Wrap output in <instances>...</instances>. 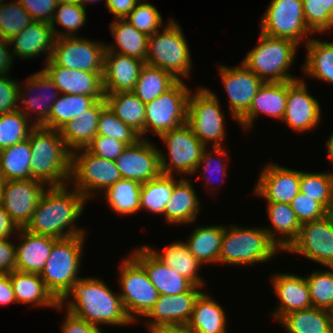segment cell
Listing matches in <instances>:
<instances>
[{
	"label": "cell",
	"mask_w": 333,
	"mask_h": 333,
	"mask_svg": "<svg viewBox=\"0 0 333 333\" xmlns=\"http://www.w3.org/2000/svg\"><path fill=\"white\" fill-rule=\"evenodd\" d=\"M70 187V184L49 186L23 229L56 239L87 235L86 230L76 223L88 201L75 188L70 190Z\"/></svg>",
	"instance_id": "1"
},
{
	"label": "cell",
	"mask_w": 333,
	"mask_h": 333,
	"mask_svg": "<svg viewBox=\"0 0 333 333\" xmlns=\"http://www.w3.org/2000/svg\"><path fill=\"white\" fill-rule=\"evenodd\" d=\"M114 292L102 279L82 276L72 284L59 301V306L100 327L105 324L113 327L134 324L126 313L119 292Z\"/></svg>",
	"instance_id": "2"
},
{
	"label": "cell",
	"mask_w": 333,
	"mask_h": 333,
	"mask_svg": "<svg viewBox=\"0 0 333 333\" xmlns=\"http://www.w3.org/2000/svg\"><path fill=\"white\" fill-rule=\"evenodd\" d=\"M31 147V178L48 186H66L70 182L72 152L59 130L35 126L28 137Z\"/></svg>",
	"instance_id": "3"
},
{
	"label": "cell",
	"mask_w": 333,
	"mask_h": 333,
	"mask_svg": "<svg viewBox=\"0 0 333 333\" xmlns=\"http://www.w3.org/2000/svg\"><path fill=\"white\" fill-rule=\"evenodd\" d=\"M279 247L264 227L226 225L221 241L219 265L253 266L268 262L279 254Z\"/></svg>",
	"instance_id": "4"
},
{
	"label": "cell",
	"mask_w": 333,
	"mask_h": 333,
	"mask_svg": "<svg viewBox=\"0 0 333 333\" xmlns=\"http://www.w3.org/2000/svg\"><path fill=\"white\" fill-rule=\"evenodd\" d=\"M158 32L149 36L145 63L169 72L178 81L190 78L191 49L180 24L170 18Z\"/></svg>",
	"instance_id": "5"
},
{
	"label": "cell",
	"mask_w": 333,
	"mask_h": 333,
	"mask_svg": "<svg viewBox=\"0 0 333 333\" xmlns=\"http://www.w3.org/2000/svg\"><path fill=\"white\" fill-rule=\"evenodd\" d=\"M257 46L241 61L264 82H285L299 79L290 74L299 45L289 39L268 36L260 32Z\"/></svg>",
	"instance_id": "6"
},
{
	"label": "cell",
	"mask_w": 333,
	"mask_h": 333,
	"mask_svg": "<svg viewBox=\"0 0 333 333\" xmlns=\"http://www.w3.org/2000/svg\"><path fill=\"white\" fill-rule=\"evenodd\" d=\"M86 236L77 235L57 239L40 273L46 288L58 302L70 290L72 284L81 278L78 275L82 265L80 262H82Z\"/></svg>",
	"instance_id": "7"
},
{
	"label": "cell",
	"mask_w": 333,
	"mask_h": 333,
	"mask_svg": "<svg viewBox=\"0 0 333 333\" xmlns=\"http://www.w3.org/2000/svg\"><path fill=\"white\" fill-rule=\"evenodd\" d=\"M197 88L196 92L191 91L189 96L187 123L205 147H209V144L212 147H222L227 133L225 113L220 100L216 93L207 87Z\"/></svg>",
	"instance_id": "8"
},
{
	"label": "cell",
	"mask_w": 333,
	"mask_h": 333,
	"mask_svg": "<svg viewBox=\"0 0 333 333\" xmlns=\"http://www.w3.org/2000/svg\"><path fill=\"white\" fill-rule=\"evenodd\" d=\"M122 179L114 160H106L90 153L86 148L72 152L70 186L87 201L105 193Z\"/></svg>",
	"instance_id": "9"
},
{
	"label": "cell",
	"mask_w": 333,
	"mask_h": 333,
	"mask_svg": "<svg viewBox=\"0 0 333 333\" xmlns=\"http://www.w3.org/2000/svg\"><path fill=\"white\" fill-rule=\"evenodd\" d=\"M118 267L119 295L127 315L134 324L153 308L159 293L145 269L129 254ZM121 291V292H120Z\"/></svg>",
	"instance_id": "10"
},
{
	"label": "cell",
	"mask_w": 333,
	"mask_h": 333,
	"mask_svg": "<svg viewBox=\"0 0 333 333\" xmlns=\"http://www.w3.org/2000/svg\"><path fill=\"white\" fill-rule=\"evenodd\" d=\"M167 156L160 152L161 172L164 175H179L190 177L201 159L204 144L194 135L190 125L186 122L160 136Z\"/></svg>",
	"instance_id": "11"
},
{
	"label": "cell",
	"mask_w": 333,
	"mask_h": 333,
	"mask_svg": "<svg viewBox=\"0 0 333 333\" xmlns=\"http://www.w3.org/2000/svg\"><path fill=\"white\" fill-rule=\"evenodd\" d=\"M259 24L260 32L289 39L299 46L315 35L306 25L302 0H271Z\"/></svg>",
	"instance_id": "12"
},
{
	"label": "cell",
	"mask_w": 333,
	"mask_h": 333,
	"mask_svg": "<svg viewBox=\"0 0 333 333\" xmlns=\"http://www.w3.org/2000/svg\"><path fill=\"white\" fill-rule=\"evenodd\" d=\"M185 80L177 81L169 90L146 104L145 139L149 131L158 138L161 134L187 122L191 90Z\"/></svg>",
	"instance_id": "13"
},
{
	"label": "cell",
	"mask_w": 333,
	"mask_h": 333,
	"mask_svg": "<svg viewBox=\"0 0 333 333\" xmlns=\"http://www.w3.org/2000/svg\"><path fill=\"white\" fill-rule=\"evenodd\" d=\"M103 42L84 39L81 36L56 38L51 60L60 67L99 73L103 77Z\"/></svg>",
	"instance_id": "14"
},
{
	"label": "cell",
	"mask_w": 333,
	"mask_h": 333,
	"mask_svg": "<svg viewBox=\"0 0 333 333\" xmlns=\"http://www.w3.org/2000/svg\"><path fill=\"white\" fill-rule=\"evenodd\" d=\"M24 82L19 81L18 110L35 126H42L49 119L51 107L60 95L59 89L43 69L29 75Z\"/></svg>",
	"instance_id": "15"
},
{
	"label": "cell",
	"mask_w": 333,
	"mask_h": 333,
	"mask_svg": "<svg viewBox=\"0 0 333 333\" xmlns=\"http://www.w3.org/2000/svg\"><path fill=\"white\" fill-rule=\"evenodd\" d=\"M327 268L333 267V218L303 223L297 239L286 250Z\"/></svg>",
	"instance_id": "16"
},
{
	"label": "cell",
	"mask_w": 333,
	"mask_h": 333,
	"mask_svg": "<svg viewBox=\"0 0 333 333\" xmlns=\"http://www.w3.org/2000/svg\"><path fill=\"white\" fill-rule=\"evenodd\" d=\"M219 76L226 91L230 117L236 122L249 110L253 98L264 81L249 70L242 62L229 67L218 66Z\"/></svg>",
	"instance_id": "17"
},
{
	"label": "cell",
	"mask_w": 333,
	"mask_h": 333,
	"mask_svg": "<svg viewBox=\"0 0 333 333\" xmlns=\"http://www.w3.org/2000/svg\"><path fill=\"white\" fill-rule=\"evenodd\" d=\"M48 187L34 178L5 181L0 204L17 227L24 228Z\"/></svg>",
	"instance_id": "18"
},
{
	"label": "cell",
	"mask_w": 333,
	"mask_h": 333,
	"mask_svg": "<svg viewBox=\"0 0 333 333\" xmlns=\"http://www.w3.org/2000/svg\"><path fill=\"white\" fill-rule=\"evenodd\" d=\"M304 78L288 81V96L283 121L294 132L304 133L317 128L322 110L318 99L309 93Z\"/></svg>",
	"instance_id": "19"
},
{
	"label": "cell",
	"mask_w": 333,
	"mask_h": 333,
	"mask_svg": "<svg viewBox=\"0 0 333 333\" xmlns=\"http://www.w3.org/2000/svg\"><path fill=\"white\" fill-rule=\"evenodd\" d=\"M149 138H141L135 144L127 146L116 158L115 164L122 179L142 184L162 174L159 148Z\"/></svg>",
	"instance_id": "20"
},
{
	"label": "cell",
	"mask_w": 333,
	"mask_h": 333,
	"mask_svg": "<svg viewBox=\"0 0 333 333\" xmlns=\"http://www.w3.org/2000/svg\"><path fill=\"white\" fill-rule=\"evenodd\" d=\"M300 192V171L274 162L263 166L252 193L266 203H288Z\"/></svg>",
	"instance_id": "21"
},
{
	"label": "cell",
	"mask_w": 333,
	"mask_h": 333,
	"mask_svg": "<svg viewBox=\"0 0 333 333\" xmlns=\"http://www.w3.org/2000/svg\"><path fill=\"white\" fill-rule=\"evenodd\" d=\"M204 289L193 286L189 291L176 295H159L156 303L143 320L148 333L166 325L188 324L196 298Z\"/></svg>",
	"instance_id": "22"
},
{
	"label": "cell",
	"mask_w": 333,
	"mask_h": 333,
	"mask_svg": "<svg viewBox=\"0 0 333 333\" xmlns=\"http://www.w3.org/2000/svg\"><path fill=\"white\" fill-rule=\"evenodd\" d=\"M274 274L271 275L270 282L279 300H277L276 308L270 314L276 322L290 312L312 307L305 276L282 272Z\"/></svg>",
	"instance_id": "23"
},
{
	"label": "cell",
	"mask_w": 333,
	"mask_h": 333,
	"mask_svg": "<svg viewBox=\"0 0 333 333\" xmlns=\"http://www.w3.org/2000/svg\"><path fill=\"white\" fill-rule=\"evenodd\" d=\"M42 68L54 81L60 94L87 95L105 100L103 77L96 72L57 66L51 59Z\"/></svg>",
	"instance_id": "24"
},
{
	"label": "cell",
	"mask_w": 333,
	"mask_h": 333,
	"mask_svg": "<svg viewBox=\"0 0 333 333\" xmlns=\"http://www.w3.org/2000/svg\"><path fill=\"white\" fill-rule=\"evenodd\" d=\"M131 256L145 269L159 295H176L189 291L194 285L174 269L161 262L144 244L136 247Z\"/></svg>",
	"instance_id": "25"
},
{
	"label": "cell",
	"mask_w": 333,
	"mask_h": 333,
	"mask_svg": "<svg viewBox=\"0 0 333 333\" xmlns=\"http://www.w3.org/2000/svg\"><path fill=\"white\" fill-rule=\"evenodd\" d=\"M288 96V81L264 82L253 98L249 110L237 121L246 130H252L260 114L281 120L284 117Z\"/></svg>",
	"instance_id": "26"
},
{
	"label": "cell",
	"mask_w": 333,
	"mask_h": 333,
	"mask_svg": "<svg viewBox=\"0 0 333 333\" xmlns=\"http://www.w3.org/2000/svg\"><path fill=\"white\" fill-rule=\"evenodd\" d=\"M145 61L115 52H105L104 94L132 92Z\"/></svg>",
	"instance_id": "27"
},
{
	"label": "cell",
	"mask_w": 333,
	"mask_h": 333,
	"mask_svg": "<svg viewBox=\"0 0 333 333\" xmlns=\"http://www.w3.org/2000/svg\"><path fill=\"white\" fill-rule=\"evenodd\" d=\"M56 37L47 22L33 21L9 40L14 58L28 60L46 54L45 63L51 58ZM47 57V58H46Z\"/></svg>",
	"instance_id": "28"
},
{
	"label": "cell",
	"mask_w": 333,
	"mask_h": 333,
	"mask_svg": "<svg viewBox=\"0 0 333 333\" xmlns=\"http://www.w3.org/2000/svg\"><path fill=\"white\" fill-rule=\"evenodd\" d=\"M15 237L14 239L19 242L16 245L15 270L40 275L57 239L36 235L23 228H19Z\"/></svg>",
	"instance_id": "29"
},
{
	"label": "cell",
	"mask_w": 333,
	"mask_h": 333,
	"mask_svg": "<svg viewBox=\"0 0 333 333\" xmlns=\"http://www.w3.org/2000/svg\"><path fill=\"white\" fill-rule=\"evenodd\" d=\"M196 192L190 178L180 177L174 183L171 197L162 215L165 223L176 226L189 223L194 225L202 210V202Z\"/></svg>",
	"instance_id": "30"
},
{
	"label": "cell",
	"mask_w": 333,
	"mask_h": 333,
	"mask_svg": "<svg viewBox=\"0 0 333 333\" xmlns=\"http://www.w3.org/2000/svg\"><path fill=\"white\" fill-rule=\"evenodd\" d=\"M270 227L264 230L282 252L297 239L301 223L288 203H266ZM272 228V229H271Z\"/></svg>",
	"instance_id": "31"
},
{
	"label": "cell",
	"mask_w": 333,
	"mask_h": 333,
	"mask_svg": "<svg viewBox=\"0 0 333 333\" xmlns=\"http://www.w3.org/2000/svg\"><path fill=\"white\" fill-rule=\"evenodd\" d=\"M146 246L161 262L174 269L194 286L206 288L205 279L198 273L203 265L190 253L185 241H173L170 245H166L162 252L161 249Z\"/></svg>",
	"instance_id": "32"
},
{
	"label": "cell",
	"mask_w": 333,
	"mask_h": 333,
	"mask_svg": "<svg viewBox=\"0 0 333 333\" xmlns=\"http://www.w3.org/2000/svg\"><path fill=\"white\" fill-rule=\"evenodd\" d=\"M106 106L105 100H98L78 118L68 121L59 129L67 148L73 152L86 148L97 134L101 110Z\"/></svg>",
	"instance_id": "33"
},
{
	"label": "cell",
	"mask_w": 333,
	"mask_h": 333,
	"mask_svg": "<svg viewBox=\"0 0 333 333\" xmlns=\"http://www.w3.org/2000/svg\"><path fill=\"white\" fill-rule=\"evenodd\" d=\"M110 32L115 43L105 42V52H115L145 61L148 49L149 36L138 31L125 18L111 21Z\"/></svg>",
	"instance_id": "34"
},
{
	"label": "cell",
	"mask_w": 333,
	"mask_h": 333,
	"mask_svg": "<svg viewBox=\"0 0 333 333\" xmlns=\"http://www.w3.org/2000/svg\"><path fill=\"white\" fill-rule=\"evenodd\" d=\"M10 281L18 303L37 307L56 309L59 302L46 288L39 274L23 273L12 270Z\"/></svg>",
	"instance_id": "35"
},
{
	"label": "cell",
	"mask_w": 333,
	"mask_h": 333,
	"mask_svg": "<svg viewBox=\"0 0 333 333\" xmlns=\"http://www.w3.org/2000/svg\"><path fill=\"white\" fill-rule=\"evenodd\" d=\"M224 308L208 292L196 298L189 325L197 333H229Z\"/></svg>",
	"instance_id": "36"
},
{
	"label": "cell",
	"mask_w": 333,
	"mask_h": 333,
	"mask_svg": "<svg viewBox=\"0 0 333 333\" xmlns=\"http://www.w3.org/2000/svg\"><path fill=\"white\" fill-rule=\"evenodd\" d=\"M225 224L196 226L186 240L190 253L202 264H218Z\"/></svg>",
	"instance_id": "37"
},
{
	"label": "cell",
	"mask_w": 333,
	"mask_h": 333,
	"mask_svg": "<svg viewBox=\"0 0 333 333\" xmlns=\"http://www.w3.org/2000/svg\"><path fill=\"white\" fill-rule=\"evenodd\" d=\"M314 38L304 45L306 59L301 67L308 78H315L322 82L333 84V42Z\"/></svg>",
	"instance_id": "38"
},
{
	"label": "cell",
	"mask_w": 333,
	"mask_h": 333,
	"mask_svg": "<svg viewBox=\"0 0 333 333\" xmlns=\"http://www.w3.org/2000/svg\"><path fill=\"white\" fill-rule=\"evenodd\" d=\"M106 105L126 125L145 139L146 104L133 92L105 94Z\"/></svg>",
	"instance_id": "39"
},
{
	"label": "cell",
	"mask_w": 333,
	"mask_h": 333,
	"mask_svg": "<svg viewBox=\"0 0 333 333\" xmlns=\"http://www.w3.org/2000/svg\"><path fill=\"white\" fill-rule=\"evenodd\" d=\"M278 323L287 333H333L329 311L313 306L290 312Z\"/></svg>",
	"instance_id": "40"
},
{
	"label": "cell",
	"mask_w": 333,
	"mask_h": 333,
	"mask_svg": "<svg viewBox=\"0 0 333 333\" xmlns=\"http://www.w3.org/2000/svg\"><path fill=\"white\" fill-rule=\"evenodd\" d=\"M97 101L93 96L60 94L51 107L49 119L42 126L59 130L68 121L85 113Z\"/></svg>",
	"instance_id": "41"
},
{
	"label": "cell",
	"mask_w": 333,
	"mask_h": 333,
	"mask_svg": "<svg viewBox=\"0 0 333 333\" xmlns=\"http://www.w3.org/2000/svg\"><path fill=\"white\" fill-rule=\"evenodd\" d=\"M141 183L135 180L120 179L111 186L103 197L111 211L120 216H131L140 212Z\"/></svg>",
	"instance_id": "42"
},
{
	"label": "cell",
	"mask_w": 333,
	"mask_h": 333,
	"mask_svg": "<svg viewBox=\"0 0 333 333\" xmlns=\"http://www.w3.org/2000/svg\"><path fill=\"white\" fill-rule=\"evenodd\" d=\"M177 81L169 72L145 63L132 92L147 104L169 90Z\"/></svg>",
	"instance_id": "43"
},
{
	"label": "cell",
	"mask_w": 333,
	"mask_h": 333,
	"mask_svg": "<svg viewBox=\"0 0 333 333\" xmlns=\"http://www.w3.org/2000/svg\"><path fill=\"white\" fill-rule=\"evenodd\" d=\"M161 174L154 180L141 184L140 211L144 210L156 215H163L165 206L171 197L174 183L178 176Z\"/></svg>",
	"instance_id": "44"
},
{
	"label": "cell",
	"mask_w": 333,
	"mask_h": 333,
	"mask_svg": "<svg viewBox=\"0 0 333 333\" xmlns=\"http://www.w3.org/2000/svg\"><path fill=\"white\" fill-rule=\"evenodd\" d=\"M31 147L28 139L0 151V163L5 181L31 179Z\"/></svg>",
	"instance_id": "45"
},
{
	"label": "cell",
	"mask_w": 333,
	"mask_h": 333,
	"mask_svg": "<svg viewBox=\"0 0 333 333\" xmlns=\"http://www.w3.org/2000/svg\"><path fill=\"white\" fill-rule=\"evenodd\" d=\"M86 9L77 3L57 4V8L54 11L53 19L50 25L54 31L55 37H75L79 36L77 33L83 25H86ZM64 28L62 30L57 29L58 26ZM57 27V28H56Z\"/></svg>",
	"instance_id": "46"
},
{
	"label": "cell",
	"mask_w": 333,
	"mask_h": 333,
	"mask_svg": "<svg viewBox=\"0 0 333 333\" xmlns=\"http://www.w3.org/2000/svg\"><path fill=\"white\" fill-rule=\"evenodd\" d=\"M333 174L328 172L300 171V192L314 198L327 211L332 201Z\"/></svg>",
	"instance_id": "47"
},
{
	"label": "cell",
	"mask_w": 333,
	"mask_h": 333,
	"mask_svg": "<svg viewBox=\"0 0 333 333\" xmlns=\"http://www.w3.org/2000/svg\"><path fill=\"white\" fill-rule=\"evenodd\" d=\"M34 127L19 110L0 115V151L28 139Z\"/></svg>",
	"instance_id": "48"
},
{
	"label": "cell",
	"mask_w": 333,
	"mask_h": 333,
	"mask_svg": "<svg viewBox=\"0 0 333 333\" xmlns=\"http://www.w3.org/2000/svg\"><path fill=\"white\" fill-rule=\"evenodd\" d=\"M212 148H210V150H209V148L206 147L203 150L201 159L198 163V166L196 167L194 173L192 174L194 176V175H197V173H199L201 171L204 173L202 180H204L203 182H204V184H206L204 186H205L207 193L208 192L210 193V190H214L212 187H210V185H214V182H215V180L213 179V178H215V176H213V178H212V174H215L217 177L220 174L219 176L223 177L221 179L222 181H220L222 183L225 180L224 177L228 176L227 167L229 166L228 160L230 159V158H228L229 155H227V154L229 153V151H227L226 147L222 146V147H212ZM214 154H215V156H214ZM225 158H226V160H225ZM211 179H213V180L210 181Z\"/></svg>",
	"instance_id": "49"
},
{
	"label": "cell",
	"mask_w": 333,
	"mask_h": 333,
	"mask_svg": "<svg viewBox=\"0 0 333 333\" xmlns=\"http://www.w3.org/2000/svg\"><path fill=\"white\" fill-rule=\"evenodd\" d=\"M10 1L0 4V38L7 41L33 22L17 0Z\"/></svg>",
	"instance_id": "50"
},
{
	"label": "cell",
	"mask_w": 333,
	"mask_h": 333,
	"mask_svg": "<svg viewBox=\"0 0 333 333\" xmlns=\"http://www.w3.org/2000/svg\"><path fill=\"white\" fill-rule=\"evenodd\" d=\"M309 287L312 306L329 310L333 307V267L312 270L305 277Z\"/></svg>",
	"instance_id": "51"
},
{
	"label": "cell",
	"mask_w": 333,
	"mask_h": 333,
	"mask_svg": "<svg viewBox=\"0 0 333 333\" xmlns=\"http://www.w3.org/2000/svg\"><path fill=\"white\" fill-rule=\"evenodd\" d=\"M122 141L127 146L135 144L140 135L123 123L106 105L100 112L97 134Z\"/></svg>",
	"instance_id": "52"
},
{
	"label": "cell",
	"mask_w": 333,
	"mask_h": 333,
	"mask_svg": "<svg viewBox=\"0 0 333 333\" xmlns=\"http://www.w3.org/2000/svg\"><path fill=\"white\" fill-rule=\"evenodd\" d=\"M125 19L138 31L148 36H152L166 24L155 5L146 1L138 2L134 10Z\"/></svg>",
	"instance_id": "53"
},
{
	"label": "cell",
	"mask_w": 333,
	"mask_h": 333,
	"mask_svg": "<svg viewBox=\"0 0 333 333\" xmlns=\"http://www.w3.org/2000/svg\"><path fill=\"white\" fill-rule=\"evenodd\" d=\"M307 27L315 34L326 23L328 13L333 9V0H302Z\"/></svg>",
	"instance_id": "54"
},
{
	"label": "cell",
	"mask_w": 333,
	"mask_h": 333,
	"mask_svg": "<svg viewBox=\"0 0 333 333\" xmlns=\"http://www.w3.org/2000/svg\"><path fill=\"white\" fill-rule=\"evenodd\" d=\"M301 224L319 220L328 215V211L314 198L299 192L290 203Z\"/></svg>",
	"instance_id": "55"
},
{
	"label": "cell",
	"mask_w": 333,
	"mask_h": 333,
	"mask_svg": "<svg viewBox=\"0 0 333 333\" xmlns=\"http://www.w3.org/2000/svg\"><path fill=\"white\" fill-rule=\"evenodd\" d=\"M126 147L127 145L122 141L96 135L86 149L97 157L115 161Z\"/></svg>",
	"instance_id": "56"
},
{
	"label": "cell",
	"mask_w": 333,
	"mask_h": 333,
	"mask_svg": "<svg viewBox=\"0 0 333 333\" xmlns=\"http://www.w3.org/2000/svg\"><path fill=\"white\" fill-rule=\"evenodd\" d=\"M19 81L0 75V115L18 110Z\"/></svg>",
	"instance_id": "57"
},
{
	"label": "cell",
	"mask_w": 333,
	"mask_h": 333,
	"mask_svg": "<svg viewBox=\"0 0 333 333\" xmlns=\"http://www.w3.org/2000/svg\"><path fill=\"white\" fill-rule=\"evenodd\" d=\"M33 21L50 23L57 8L56 0H17Z\"/></svg>",
	"instance_id": "58"
},
{
	"label": "cell",
	"mask_w": 333,
	"mask_h": 333,
	"mask_svg": "<svg viewBox=\"0 0 333 333\" xmlns=\"http://www.w3.org/2000/svg\"><path fill=\"white\" fill-rule=\"evenodd\" d=\"M66 311L64 321L62 322V333H105L106 331L101 329L100 326L88 323L87 321L75 316L68 310L62 309L59 305L56 307V311Z\"/></svg>",
	"instance_id": "59"
},
{
	"label": "cell",
	"mask_w": 333,
	"mask_h": 333,
	"mask_svg": "<svg viewBox=\"0 0 333 333\" xmlns=\"http://www.w3.org/2000/svg\"><path fill=\"white\" fill-rule=\"evenodd\" d=\"M16 244L11 238L0 240V275L15 270Z\"/></svg>",
	"instance_id": "60"
},
{
	"label": "cell",
	"mask_w": 333,
	"mask_h": 333,
	"mask_svg": "<svg viewBox=\"0 0 333 333\" xmlns=\"http://www.w3.org/2000/svg\"><path fill=\"white\" fill-rule=\"evenodd\" d=\"M138 0H106L105 6L115 19L126 18L135 8Z\"/></svg>",
	"instance_id": "61"
},
{
	"label": "cell",
	"mask_w": 333,
	"mask_h": 333,
	"mask_svg": "<svg viewBox=\"0 0 333 333\" xmlns=\"http://www.w3.org/2000/svg\"><path fill=\"white\" fill-rule=\"evenodd\" d=\"M17 303L15 293L10 281V273L0 275V305L7 306Z\"/></svg>",
	"instance_id": "62"
},
{
	"label": "cell",
	"mask_w": 333,
	"mask_h": 333,
	"mask_svg": "<svg viewBox=\"0 0 333 333\" xmlns=\"http://www.w3.org/2000/svg\"><path fill=\"white\" fill-rule=\"evenodd\" d=\"M9 45V41L0 38V75L11 74L13 68L14 57Z\"/></svg>",
	"instance_id": "63"
},
{
	"label": "cell",
	"mask_w": 333,
	"mask_h": 333,
	"mask_svg": "<svg viewBox=\"0 0 333 333\" xmlns=\"http://www.w3.org/2000/svg\"><path fill=\"white\" fill-rule=\"evenodd\" d=\"M18 230L17 225L11 220L0 204V240L14 237Z\"/></svg>",
	"instance_id": "64"
},
{
	"label": "cell",
	"mask_w": 333,
	"mask_h": 333,
	"mask_svg": "<svg viewBox=\"0 0 333 333\" xmlns=\"http://www.w3.org/2000/svg\"><path fill=\"white\" fill-rule=\"evenodd\" d=\"M153 333H197L189 324L166 325Z\"/></svg>",
	"instance_id": "65"
},
{
	"label": "cell",
	"mask_w": 333,
	"mask_h": 333,
	"mask_svg": "<svg viewBox=\"0 0 333 333\" xmlns=\"http://www.w3.org/2000/svg\"><path fill=\"white\" fill-rule=\"evenodd\" d=\"M333 29V9L328 13L325 25L317 32V34H327L328 31Z\"/></svg>",
	"instance_id": "66"
},
{
	"label": "cell",
	"mask_w": 333,
	"mask_h": 333,
	"mask_svg": "<svg viewBox=\"0 0 333 333\" xmlns=\"http://www.w3.org/2000/svg\"><path fill=\"white\" fill-rule=\"evenodd\" d=\"M331 135H329L327 141H326V149H327V156H328V160H330V163L333 165V132L330 133ZM331 173L333 174V171L331 170Z\"/></svg>",
	"instance_id": "67"
},
{
	"label": "cell",
	"mask_w": 333,
	"mask_h": 333,
	"mask_svg": "<svg viewBox=\"0 0 333 333\" xmlns=\"http://www.w3.org/2000/svg\"><path fill=\"white\" fill-rule=\"evenodd\" d=\"M97 1H102V0H78V3L84 7V8H87V4L89 5L90 3H96ZM106 1V0H103V2Z\"/></svg>",
	"instance_id": "68"
},
{
	"label": "cell",
	"mask_w": 333,
	"mask_h": 333,
	"mask_svg": "<svg viewBox=\"0 0 333 333\" xmlns=\"http://www.w3.org/2000/svg\"><path fill=\"white\" fill-rule=\"evenodd\" d=\"M4 183H5V179L2 173V167H1V163H0V194L2 192V188L4 187Z\"/></svg>",
	"instance_id": "69"
},
{
	"label": "cell",
	"mask_w": 333,
	"mask_h": 333,
	"mask_svg": "<svg viewBox=\"0 0 333 333\" xmlns=\"http://www.w3.org/2000/svg\"><path fill=\"white\" fill-rule=\"evenodd\" d=\"M57 4L77 3L78 0H56Z\"/></svg>",
	"instance_id": "70"
},
{
	"label": "cell",
	"mask_w": 333,
	"mask_h": 333,
	"mask_svg": "<svg viewBox=\"0 0 333 333\" xmlns=\"http://www.w3.org/2000/svg\"><path fill=\"white\" fill-rule=\"evenodd\" d=\"M328 215L333 218V190H332V201H331V205L328 209Z\"/></svg>",
	"instance_id": "71"
},
{
	"label": "cell",
	"mask_w": 333,
	"mask_h": 333,
	"mask_svg": "<svg viewBox=\"0 0 333 333\" xmlns=\"http://www.w3.org/2000/svg\"><path fill=\"white\" fill-rule=\"evenodd\" d=\"M328 311H329V314H330V321H331L332 330H333V307L330 308Z\"/></svg>",
	"instance_id": "72"
}]
</instances>
